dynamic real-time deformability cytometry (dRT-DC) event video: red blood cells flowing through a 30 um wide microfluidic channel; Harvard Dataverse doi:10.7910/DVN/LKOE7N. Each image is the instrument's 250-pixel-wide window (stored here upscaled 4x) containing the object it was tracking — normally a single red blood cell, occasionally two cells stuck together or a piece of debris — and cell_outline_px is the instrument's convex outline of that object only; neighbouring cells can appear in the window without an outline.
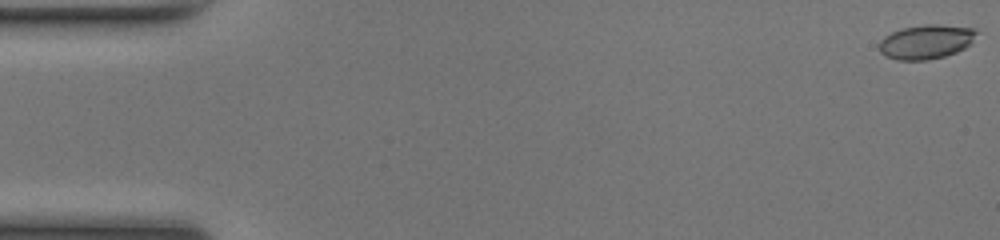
{"species": "common noctule bat (a hibernating species)", "species_latin": "Nyctalus noctula", "temperature_condition": "room temperature", "stored_images_in_passage": 50, "camera_frame_rate_fps": 3000, "um_per_image_px": 0.085, "animal": {"sex": "female", "body_mass_g": 17.0, "forearm_length_mm": 48.0}, "frame": {"image": 1, "passage_image": 1, "time_ms": 0.0, "image_size_px": [1000, 240], "cell_outline_px": [[980, 32], [972, 44], [956, 52], [944, 56], [928, 60], [896, 60], [884, 56], [880, 52], [880, 40], [884, 36], [900, 28], [924, 24], [936, 24], [976, 28]], "centroid_in_image_um": [78.76, 3.54], "position_along_channel_um": 6.2, "area_um2": 19.83}}
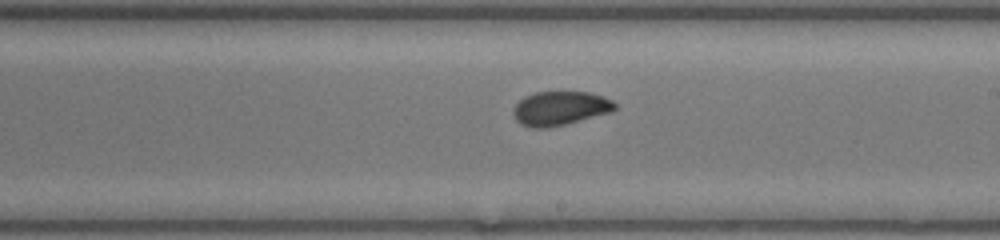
{"frame": {"image": 2, "passage_image": 29, "time_ms": 9.333, "image_size_px": [1000, 240], "cell_outline_px": [[616, 108], [612, 112], [564, 124], [544, 128], [532, 128], [520, 124], [516, 120], [512, 112], [512, 108], [524, 96], [536, 92], [588, 92], [612, 100], [616, 104]], "centroid_in_image_um": [47.57, 9.21], "position_along_channel_um": 241.4, "area_um2": 20.06}}
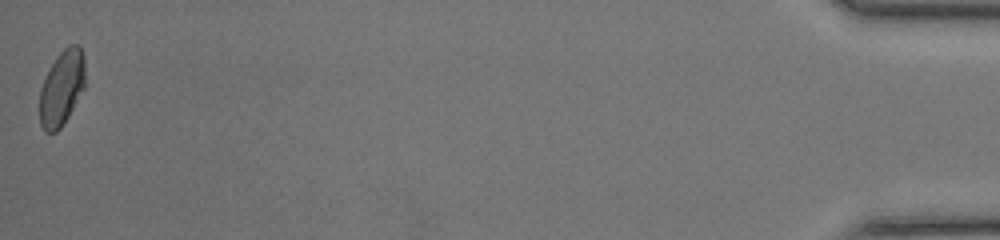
{"frame": {"image": 3, "passage_image": 50, "time_ms": 16.333, "image_size_px": [1000, 240], "cell_outline_px": [[84, 88], [68, 116], [60, 128], [56, 132], [44, 132], [40, 124], [40, 88], [56, 56], [68, 44], [80, 44], [84, 56]], "centroid_in_image_um": [5.25, 7.45], "position_along_channel_um": 429.9, "area_um2": 19.83}, "authors_computed_cell_mechanics": {"area_um2": 19.8832, "velocity_mm_per_s": 4.1971, "shape_relaxation_time_tau1_ms": 7.247, "shape_relaxation_time_tau2_ms": 0.8599, "deformation_change_tau1": 0.1881, "deformation_change_tau2": 0.0565}}